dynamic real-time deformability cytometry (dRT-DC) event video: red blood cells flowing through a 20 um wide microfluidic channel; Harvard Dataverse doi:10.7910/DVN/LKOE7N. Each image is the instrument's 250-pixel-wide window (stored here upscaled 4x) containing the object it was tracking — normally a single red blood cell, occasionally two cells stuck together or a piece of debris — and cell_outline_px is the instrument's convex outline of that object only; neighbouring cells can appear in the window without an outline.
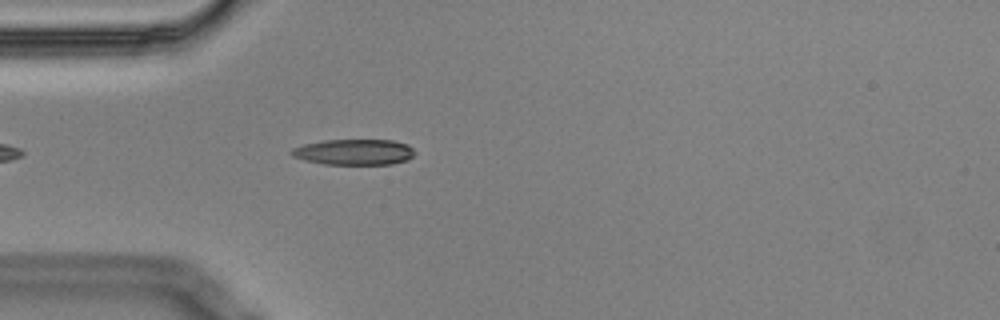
{"species": "Egyptian fruit bat (a non-hibernating species)", "species_latin": "Rousettus aegyptiacus", "temperature_condition": "cold", "stored_images_in_passage": 3, "camera_frame_rate_fps": 3000, "um_per_image_px": 0.085, "animal": {"sex": "male"}, "frame": {"image": 1, "passage_image": 3, "time_ms": 0.667, "image_size_px": [1000, 320], "cell_outline_px": [[416, 152], [408, 160], [392, 164], [324, 164], [304, 160], [292, 156], [288, 152], [292, 148], [304, 144], [324, 140], [392, 140], [408, 144]], "centroid_in_image_um": [30.09, 12.92], "position_along_channel_um": 54.9, "area_um2": 18.61}}